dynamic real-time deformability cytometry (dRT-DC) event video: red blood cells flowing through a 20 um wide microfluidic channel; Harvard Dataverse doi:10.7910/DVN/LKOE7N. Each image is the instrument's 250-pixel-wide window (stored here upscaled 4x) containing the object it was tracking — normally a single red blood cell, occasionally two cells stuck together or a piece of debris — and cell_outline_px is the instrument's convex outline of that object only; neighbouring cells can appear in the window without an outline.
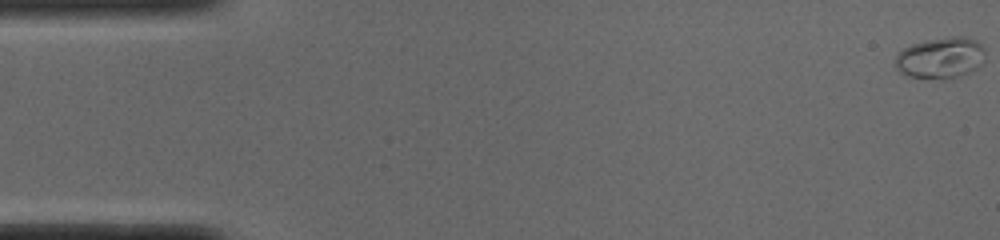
{"species": "common noctule bat (a hibernating species)", "species_latin": "Nyctalus noctula", "temperature_condition": "cold", "stored_images_in_passage": 52, "camera_frame_rate_fps": 3000, "um_per_image_px": 0.085, "animal": {"sex": "male", "body_mass_g": 19.0, "forearm_length_mm": 50.8}, "frame": {"image": 1, "passage_image": 1, "time_ms": 0.0, "image_size_px": [1000, 240], "cell_outline_px": [[984, 64], [968, 72], [944, 80], [940, 80], [908, 76], [900, 72], [896, 68], [896, 56], [904, 48], [912, 44], [928, 40], [952, 36], [964, 36], [976, 40], [984, 48]], "centroid_in_image_um": [79.97, 4.92], "position_along_channel_um": 5.0, "area_um2": 21.62}}
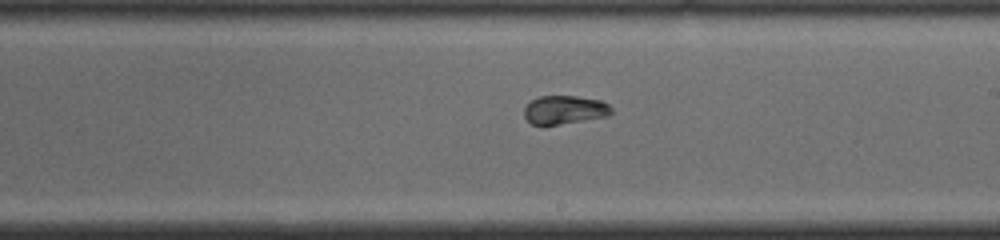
{"frame": {"image": 2, "passage_image": 30, "time_ms": 9.667, "image_size_px": [1000, 240], "cell_outline_px": [[612, 112], [608, 116], [560, 124], [532, 124], [524, 116], [524, 108], [532, 100], [540, 96], [576, 96], [600, 100], [608, 104], [612, 108]], "centroid_in_image_um": [48.0, 9.32], "position_along_channel_um": 241.0, "area_um2": 14.33}}
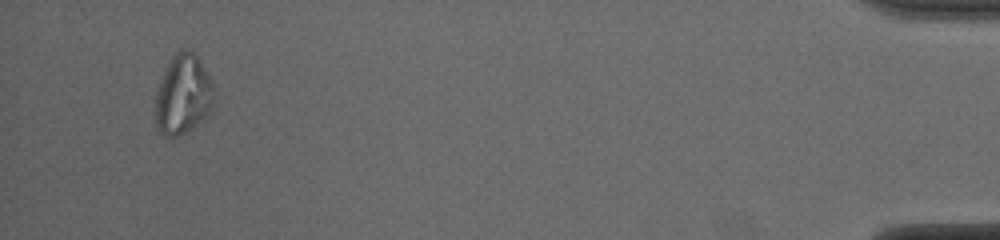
{"frame": {"image": 3, "passage_image": 50, "time_ms": 16.333, "image_size_px": [1000, 240], "cell_outline_px": [[212, 104], [208, 112], [196, 124], [184, 132], [176, 136], [164, 136], [160, 132], [156, 124], [156, 96], [164, 72], [172, 56], [176, 52], [192, 52], [200, 60], [212, 84]], "centroid_in_image_um": [15.53, 8.06], "position_along_channel_um": 419.7, "area_um2": 25.95}, "authors_computed_cell_mechanics": {"area_um2": 16.5597, "velocity_mm_per_s": 3.8747, "shape_relaxation_time_tau1_ms": 5.4387, "shape_relaxation_time_tau2_ms": null, "deformation_change_tau1": 0.1913, "deformation_change_tau2": null}}